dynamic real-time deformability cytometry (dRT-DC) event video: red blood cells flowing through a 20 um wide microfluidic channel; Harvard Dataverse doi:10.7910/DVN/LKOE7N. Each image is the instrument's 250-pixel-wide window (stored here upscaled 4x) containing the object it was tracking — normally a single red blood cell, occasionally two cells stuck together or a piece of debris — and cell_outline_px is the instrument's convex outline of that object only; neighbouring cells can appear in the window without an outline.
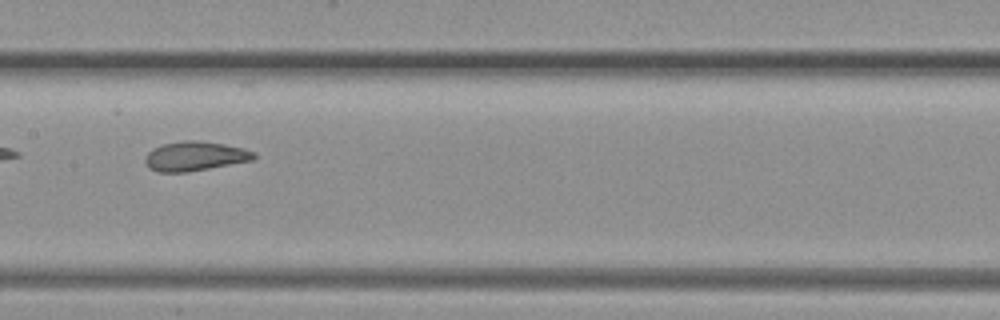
{"species": "common noctule bat (a hibernating species)", "species_latin": "Nyctalus noctula", "temperature_condition": "warm", "stored_images_in_passage": 49, "camera_frame_rate_fps": 3000, "um_per_image_px": 0.085, "animal": {"sex": "female", "body_mass_g": 19.3, "forearm_length_mm": 54.1}, "frame": {"image": 1, "passage_image": 14, "time_ms": 4.333, "image_size_px": [1000, 320], "cell_outline_px": [[256, 156], [252, 160], [188, 172], [156, 172], [148, 168], [144, 160], [144, 156], [152, 148], [160, 144], [184, 140], [196, 140], [224, 144], [244, 148], [256, 152]], "centroid_in_image_um": [16.52, 13.27], "position_along_channel_um": 190.9, "area_um2": 18.84}}